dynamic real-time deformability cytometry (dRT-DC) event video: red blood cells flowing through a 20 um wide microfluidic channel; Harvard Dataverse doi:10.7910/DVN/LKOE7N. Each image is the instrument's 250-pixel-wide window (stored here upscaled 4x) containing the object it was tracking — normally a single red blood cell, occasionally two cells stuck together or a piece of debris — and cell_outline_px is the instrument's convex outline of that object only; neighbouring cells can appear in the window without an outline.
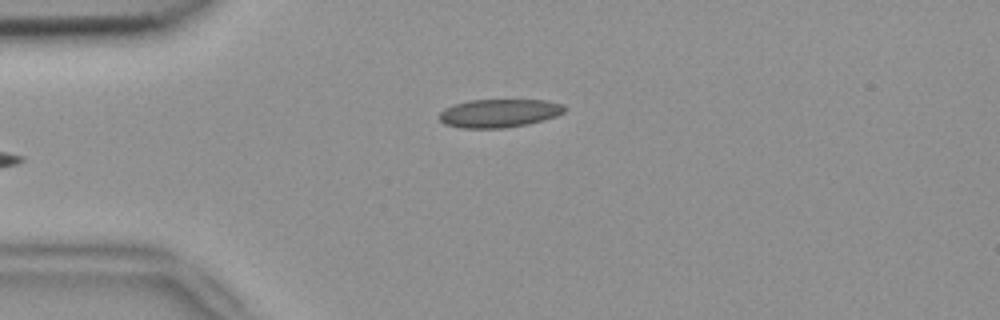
{"species": "common noctule bat (a hibernating species)", "species_latin": "Nyctalus noctula", "temperature_condition": "room temperature", "stored_images_in_passage": 30, "camera_frame_rate_fps": 3000, "um_per_image_px": 0.085, "animal": {"sex": "female", "body_mass_g": 18.4}, "frame": {"image": 1, "passage_image": 1, "time_ms": 0.0, "image_size_px": [1000, 320], "cell_outline_px": [[568, 108], [564, 112], [556, 116], [544, 120], [528, 124], [504, 128], [460, 128], [444, 124], [440, 120], [440, 112], [444, 108], [468, 100], [544, 100], [564, 104]], "centroid_in_image_um": [42.45, 9.62], "position_along_channel_um": 42.5, "area_um2": 20.81}}
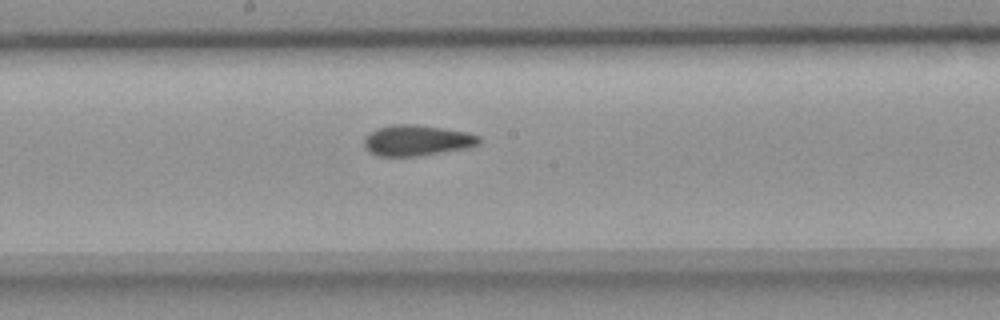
{"frame": {"image": 2, "passage_image": 16, "time_ms": 5.0, "image_size_px": [1000, 320], "cell_outline_px": [[480, 144], [468, 148], [416, 156], [376, 156], [364, 148], [364, 136], [376, 128], [392, 124], [416, 124], [444, 128], [468, 132], [480, 136]], "centroid_in_image_um": [35.42, 11.93], "position_along_channel_um": 212.8, "area_um2": 20.87}}
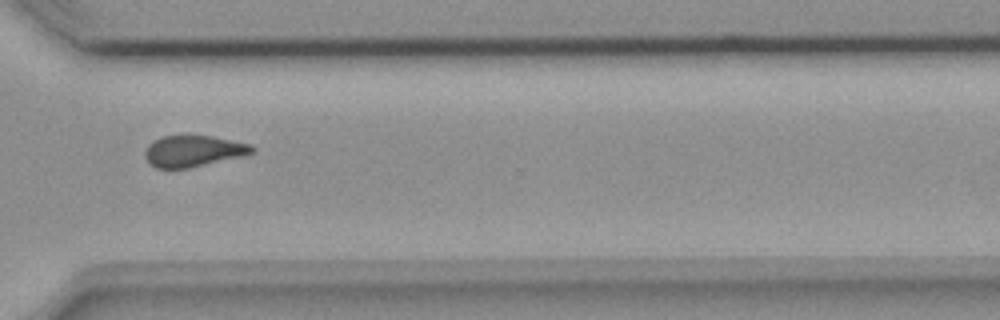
{"frame": {"image": 3, "passage_image": 27, "time_ms": 8.667, "image_size_px": [1000, 320], "cell_outline_px": [[256, 152], [240, 156], [188, 168], [156, 168], [144, 156], [144, 152], [148, 144], [152, 140], [160, 136], [212, 136], [252, 144], [256, 148]], "centroid_in_image_um": [16.43, 12.82], "position_along_channel_um": 354.2, "area_um2": 19.42}, "authors_computed_cell_mechanics": {"area_um2": 20.4901, "velocity_mm_per_s": 3.8491, "shape_relaxation_time_tau1_ms": null, "shape_relaxation_time_tau2_ms": 2.2834, "deformation_change_tau1": null, "deformation_change_tau2": 0.0933}}